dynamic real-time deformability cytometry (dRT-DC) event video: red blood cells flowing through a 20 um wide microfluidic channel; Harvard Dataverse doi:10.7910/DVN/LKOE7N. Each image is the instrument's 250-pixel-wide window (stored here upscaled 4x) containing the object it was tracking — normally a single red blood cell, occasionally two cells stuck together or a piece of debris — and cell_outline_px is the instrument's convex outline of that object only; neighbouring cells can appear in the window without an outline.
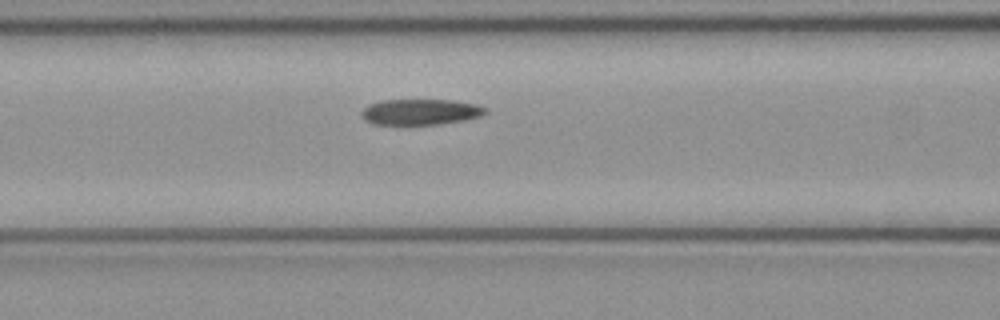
{"species": "common noctule bat (a hibernating species)", "species_latin": "Nyctalus noctula", "temperature_condition": "cold", "stored_images_in_passage": 4, "camera_frame_rate_fps": 3000, "um_per_image_px": 0.085, "animal": {"sex": "female", "body_mass_g": 21.9}, "frame": {"image": 1, "passage_image": 4, "time_ms": 1.0, "image_size_px": [1000, 320], "cell_outline_px": [[488, 112], [480, 116], [464, 120], [440, 124], [372, 124], [364, 120], [360, 116], [360, 112], [368, 104], [380, 100], [452, 100], [476, 104], [488, 108]], "centroid_in_image_um": [35.72, 9.51], "position_along_channel_um": 130.9, "area_um2": 18.79}}